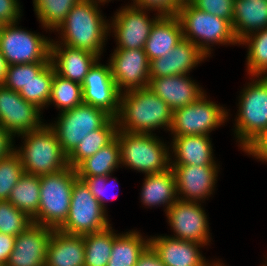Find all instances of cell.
Listing matches in <instances>:
<instances>
[{"label":"cell","instance_id":"35","mask_svg":"<svg viewBox=\"0 0 267 266\" xmlns=\"http://www.w3.org/2000/svg\"><path fill=\"white\" fill-rule=\"evenodd\" d=\"M55 104L60 112H65L83 103L80 83L59 76L54 71L51 96L48 105Z\"/></svg>","mask_w":267,"mask_h":266},{"label":"cell","instance_id":"22","mask_svg":"<svg viewBox=\"0 0 267 266\" xmlns=\"http://www.w3.org/2000/svg\"><path fill=\"white\" fill-rule=\"evenodd\" d=\"M150 245L166 266H206L208 264L199 251L205 245L200 243L159 235L150 238Z\"/></svg>","mask_w":267,"mask_h":266},{"label":"cell","instance_id":"18","mask_svg":"<svg viewBox=\"0 0 267 266\" xmlns=\"http://www.w3.org/2000/svg\"><path fill=\"white\" fill-rule=\"evenodd\" d=\"M53 228L33 223L16 238L5 266H45Z\"/></svg>","mask_w":267,"mask_h":266},{"label":"cell","instance_id":"30","mask_svg":"<svg viewBox=\"0 0 267 266\" xmlns=\"http://www.w3.org/2000/svg\"><path fill=\"white\" fill-rule=\"evenodd\" d=\"M121 164L119 141L115 138L91 157L83 160L76 168L77 177L107 176Z\"/></svg>","mask_w":267,"mask_h":266},{"label":"cell","instance_id":"9","mask_svg":"<svg viewBox=\"0 0 267 266\" xmlns=\"http://www.w3.org/2000/svg\"><path fill=\"white\" fill-rule=\"evenodd\" d=\"M17 23L0 25V52L8 65L50 62L52 39L17 27Z\"/></svg>","mask_w":267,"mask_h":266},{"label":"cell","instance_id":"24","mask_svg":"<svg viewBox=\"0 0 267 266\" xmlns=\"http://www.w3.org/2000/svg\"><path fill=\"white\" fill-rule=\"evenodd\" d=\"M84 237L54 229L47 249L45 266H84Z\"/></svg>","mask_w":267,"mask_h":266},{"label":"cell","instance_id":"39","mask_svg":"<svg viewBox=\"0 0 267 266\" xmlns=\"http://www.w3.org/2000/svg\"><path fill=\"white\" fill-rule=\"evenodd\" d=\"M48 63L49 62H35L9 65L5 80L2 84L13 91L19 92L28 81L32 77L37 76Z\"/></svg>","mask_w":267,"mask_h":266},{"label":"cell","instance_id":"49","mask_svg":"<svg viewBox=\"0 0 267 266\" xmlns=\"http://www.w3.org/2000/svg\"><path fill=\"white\" fill-rule=\"evenodd\" d=\"M224 264L223 263H221L220 261H215V262H213L212 261V263H208L206 266H223Z\"/></svg>","mask_w":267,"mask_h":266},{"label":"cell","instance_id":"32","mask_svg":"<svg viewBox=\"0 0 267 266\" xmlns=\"http://www.w3.org/2000/svg\"><path fill=\"white\" fill-rule=\"evenodd\" d=\"M118 235L114 233L111 225L102 231L83 235L84 266H107L113 241Z\"/></svg>","mask_w":267,"mask_h":266},{"label":"cell","instance_id":"14","mask_svg":"<svg viewBox=\"0 0 267 266\" xmlns=\"http://www.w3.org/2000/svg\"><path fill=\"white\" fill-rule=\"evenodd\" d=\"M201 206L198 202L177 200L167 210L166 217L175 233L173 238L209 245L211 237L208 218Z\"/></svg>","mask_w":267,"mask_h":266},{"label":"cell","instance_id":"50","mask_svg":"<svg viewBox=\"0 0 267 266\" xmlns=\"http://www.w3.org/2000/svg\"><path fill=\"white\" fill-rule=\"evenodd\" d=\"M90 1H93V2H96V3H102V4H105L106 2L110 1V0H90Z\"/></svg>","mask_w":267,"mask_h":266},{"label":"cell","instance_id":"43","mask_svg":"<svg viewBox=\"0 0 267 266\" xmlns=\"http://www.w3.org/2000/svg\"><path fill=\"white\" fill-rule=\"evenodd\" d=\"M18 0H0V25L18 22L22 16Z\"/></svg>","mask_w":267,"mask_h":266},{"label":"cell","instance_id":"1","mask_svg":"<svg viewBox=\"0 0 267 266\" xmlns=\"http://www.w3.org/2000/svg\"><path fill=\"white\" fill-rule=\"evenodd\" d=\"M173 111L149 87L121 92L118 131L149 133L157 128L170 130Z\"/></svg>","mask_w":267,"mask_h":266},{"label":"cell","instance_id":"40","mask_svg":"<svg viewBox=\"0 0 267 266\" xmlns=\"http://www.w3.org/2000/svg\"><path fill=\"white\" fill-rule=\"evenodd\" d=\"M197 9L233 21L235 0H188Z\"/></svg>","mask_w":267,"mask_h":266},{"label":"cell","instance_id":"41","mask_svg":"<svg viewBox=\"0 0 267 266\" xmlns=\"http://www.w3.org/2000/svg\"><path fill=\"white\" fill-rule=\"evenodd\" d=\"M134 7L147 11H158L161 16H175L185 0H132ZM153 9V10H152Z\"/></svg>","mask_w":267,"mask_h":266},{"label":"cell","instance_id":"19","mask_svg":"<svg viewBox=\"0 0 267 266\" xmlns=\"http://www.w3.org/2000/svg\"><path fill=\"white\" fill-rule=\"evenodd\" d=\"M207 56L192 42L183 39L171 52L150 61V78L174 75H189L191 69L204 61Z\"/></svg>","mask_w":267,"mask_h":266},{"label":"cell","instance_id":"8","mask_svg":"<svg viewBox=\"0 0 267 266\" xmlns=\"http://www.w3.org/2000/svg\"><path fill=\"white\" fill-rule=\"evenodd\" d=\"M106 212L85 182L77 178L73 185L68 216L58 230L82 236L102 231L111 225Z\"/></svg>","mask_w":267,"mask_h":266},{"label":"cell","instance_id":"38","mask_svg":"<svg viewBox=\"0 0 267 266\" xmlns=\"http://www.w3.org/2000/svg\"><path fill=\"white\" fill-rule=\"evenodd\" d=\"M23 174V165L15 152L0 159V201L9 199L13 187Z\"/></svg>","mask_w":267,"mask_h":266},{"label":"cell","instance_id":"48","mask_svg":"<svg viewBox=\"0 0 267 266\" xmlns=\"http://www.w3.org/2000/svg\"><path fill=\"white\" fill-rule=\"evenodd\" d=\"M8 63L5 57L0 52V84H2L5 80L7 71H8Z\"/></svg>","mask_w":267,"mask_h":266},{"label":"cell","instance_id":"10","mask_svg":"<svg viewBox=\"0 0 267 266\" xmlns=\"http://www.w3.org/2000/svg\"><path fill=\"white\" fill-rule=\"evenodd\" d=\"M110 118L102 109L82 103L61 112L57 122L49 126L56 133L63 152L69 156L87 134L100 129Z\"/></svg>","mask_w":267,"mask_h":266},{"label":"cell","instance_id":"15","mask_svg":"<svg viewBox=\"0 0 267 266\" xmlns=\"http://www.w3.org/2000/svg\"><path fill=\"white\" fill-rule=\"evenodd\" d=\"M109 60L111 74L120 92L149 86V65L144 49H114Z\"/></svg>","mask_w":267,"mask_h":266},{"label":"cell","instance_id":"23","mask_svg":"<svg viewBox=\"0 0 267 266\" xmlns=\"http://www.w3.org/2000/svg\"><path fill=\"white\" fill-rule=\"evenodd\" d=\"M171 165L218 166L213 157L212 141L207 135L173 136ZM173 150V151H172Z\"/></svg>","mask_w":267,"mask_h":266},{"label":"cell","instance_id":"31","mask_svg":"<svg viewBox=\"0 0 267 266\" xmlns=\"http://www.w3.org/2000/svg\"><path fill=\"white\" fill-rule=\"evenodd\" d=\"M40 176L24 173L13 187L8 201L32 220L38 212Z\"/></svg>","mask_w":267,"mask_h":266},{"label":"cell","instance_id":"21","mask_svg":"<svg viewBox=\"0 0 267 266\" xmlns=\"http://www.w3.org/2000/svg\"><path fill=\"white\" fill-rule=\"evenodd\" d=\"M172 111L197 101L206 92L188 75L150 78L148 86Z\"/></svg>","mask_w":267,"mask_h":266},{"label":"cell","instance_id":"46","mask_svg":"<svg viewBox=\"0 0 267 266\" xmlns=\"http://www.w3.org/2000/svg\"><path fill=\"white\" fill-rule=\"evenodd\" d=\"M135 266H166L157 252L149 245L137 260Z\"/></svg>","mask_w":267,"mask_h":266},{"label":"cell","instance_id":"27","mask_svg":"<svg viewBox=\"0 0 267 266\" xmlns=\"http://www.w3.org/2000/svg\"><path fill=\"white\" fill-rule=\"evenodd\" d=\"M141 202L145 206H165V213L178 200L173 170L145 175L141 190Z\"/></svg>","mask_w":267,"mask_h":266},{"label":"cell","instance_id":"5","mask_svg":"<svg viewBox=\"0 0 267 266\" xmlns=\"http://www.w3.org/2000/svg\"><path fill=\"white\" fill-rule=\"evenodd\" d=\"M177 17L182 25L184 39L194 43L207 57L213 51V44H239L228 20L199 10L188 0L180 7Z\"/></svg>","mask_w":267,"mask_h":266},{"label":"cell","instance_id":"17","mask_svg":"<svg viewBox=\"0 0 267 266\" xmlns=\"http://www.w3.org/2000/svg\"><path fill=\"white\" fill-rule=\"evenodd\" d=\"M171 169L175 176L178 200L200 203L213 194L218 166L171 165Z\"/></svg>","mask_w":267,"mask_h":266},{"label":"cell","instance_id":"2","mask_svg":"<svg viewBox=\"0 0 267 266\" xmlns=\"http://www.w3.org/2000/svg\"><path fill=\"white\" fill-rule=\"evenodd\" d=\"M98 6L90 0L79 1L56 29L61 34V41L56 42L90 51L100 57L109 35V22L104 19Z\"/></svg>","mask_w":267,"mask_h":266},{"label":"cell","instance_id":"44","mask_svg":"<svg viewBox=\"0 0 267 266\" xmlns=\"http://www.w3.org/2000/svg\"><path fill=\"white\" fill-rule=\"evenodd\" d=\"M244 152L262 162H267V132L261 134L244 150Z\"/></svg>","mask_w":267,"mask_h":266},{"label":"cell","instance_id":"47","mask_svg":"<svg viewBox=\"0 0 267 266\" xmlns=\"http://www.w3.org/2000/svg\"><path fill=\"white\" fill-rule=\"evenodd\" d=\"M14 236L0 233V264L5 266L8 262L11 252L14 249Z\"/></svg>","mask_w":267,"mask_h":266},{"label":"cell","instance_id":"25","mask_svg":"<svg viewBox=\"0 0 267 266\" xmlns=\"http://www.w3.org/2000/svg\"><path fill=\"white\" fill-rule=\"evenodd\" d=\"M183 39V29L177 15L161 16L152 27L144 52L150 62L171 52Z\"/></svg>","mask_w":267,"mask_h":266},{"label":"cell","instance_id":"26","mask_svg":"<svg viewBox=\"0 0 267 266\" xmlns=\"http://www.w3.org/2000/svg\"><path fill=\"white\" fill-rule=\"evenodd\" d=\"M231 25L238 42L267 28V0H235Z\"/></svg>","mask_w":267,"mask_h":266},{"label":"cell","instance_id":"37","mask_svg":"<svg viewBox=\"0 0 267 266\" xmlns=\"http://www.w3.org/2000/svg\"><path fill=\"white\" fill-rule=\"evenodd\" d=\"M32 224V218L8 200L0 201V233L17 237Z\"/></svg>","mask_w":267,"mask_h":266},{"label":"cell","instance_id":"34","mask_svg":"<svg viewBox=\"0 0 267 266\" xmlns=\"http://www.w3.org/2000/svg\"><path fill=\"white\" fill-rule=\"evenodd\" d=\"M247 45V71L251 76H267V28L242 39L239 45Z\"/></svg>","mask_w":267,"mask_h":266},{"label":"cell","instance_id":"11","mask_svg":"<svg viewBox=\"0 0 267 266\" xmlns=\"http://www.w3.org/2000/svg\"><path fill=\"white\" fill-rule=\"evenodd\" d=\"M206 94L197 101L173 111L170 130L174 136L207 135L226 122L228 111Z\"/></svg>","mask_w":267,"mask_h":266},{"label":"cell","instance_id":"16","mask_svg":"<svg viewBox=\"0 0 267 266\" xmlns=\"http://www.w3.org/2000/svg\"><path fill=\"white\" fill-rule=\"evenodd\" d=\"M81 86L83 103L102 109L112 118L117 117L121 92L114 82L109 63L100 64L98 59L85 76Z\"/></svg>","mask_w":267,"mask_h":266},{"label":"cell","instance_id":"12","mask_svg":"<svg viewBox=\"0 0 267 266\" xmlns=\"http://www.w3.org/2000/svg\"><path fill=\"white\" fill-rule=\"evenodd\" d=\"M123 7L115 13L112 23H109V31L113 28L117 41L116 49H144L153 25L161 15L156 13L157 16L150 19L145 9L131 4Z\"/></svg>","mask_w":267,"mask_h":266},{"label":"cell","instance_id":"13","mask_svg":"<svg viewBox=\"0 0 267 266\" xmlns=\"http://www.w3.org/2000/svg\"><path fill=\"white\" fill-rule=\"evenodd\" d=\"M40 111L37 106L24 100L19 92L0 84V125L14 137L40 129L45 124L41 121Z\"/></svg>","mask_w":267,"mask_h":266},{"label":"cell","instance_id":"29","mask_svg":"<svg viewBox=\"0 0 267 266\" xmlns=\"http://www.w3.org/2000/svg\"><path fill=\"white\" fill-rule=\"evenodd\" d=\"M118 131L116 118H110L100 129L90 132L68 156V165L76 168L83 160L97 153L115 138Z\"/></svg>","mask_w":267,"mask_h":266},{"label":"cell","instance_id":"6","mask_svg":"<svg viewBox=\"0 0 267 266\" xmlns=\"http://www.w3.org/2000/svg\"><path fill=\"white\" fill-rule=\"evenodd\" d=\"M76 170L70 166L40 176V200L33 223L58 229L66 220L71 204Z\"/></svg>","mask_w":267,"mask_h":266},{"label":"cell","instance_id":"3","mask_svg":"<svg viewBox=\"0 0 267 266\" xmlns=\"http://www.w3.org/2000/svg\"><path fill=\"white\" fill-rule=\"evenodd\" d=\"M23 145L14 150L23 165L24 173L42 176L68 167V156L63 152L54 130L49 124L40 129L18 135Z\"/></svg>","mask_w":267,"mask_h":266},{"label":"cell","instance_id":"4","mask_svg":"<svg viewBox=\"0 0 267 266\" xmlns=\"http://www.w3.org/2000/svg\"><path fill=\"white\" fill-rule=\"evenodd\" d=\"M120 162L145 175L165 172L171 168V155L167 144L156 134L117 131Z\"/></svg>","mask_w":267,"mask_h":266},{"label":"cell","instance_id":"33","mask_svg":"<svg viewBox=\"0 0 267 266\" xmlns=\"http://www.w3.org/2000/svg\"><path fill=\"white\" fill-rule=\"evenodd\" d=\"M54 68L49 62L37 76L32 77L28 83L19 91L20 96L43 110L48 106L51 96Z\"/></svg>","mask_w":267,"mask_h":266},{"label":"cell","instance_id":"36","mask_svg":"<svg viewBox=\"0 0 267 266\" xmlns=\"http://www.w3.org/2000/svg\"><path fill=\"white\" fill-rule=\"evenodd\" d=\"M79 1L81 0H33V6L43 28L54 31Z\"/></svg>","mask_w":267,"mask_h":266},{"label":"cell","instance_id":"20","mask_svg":"<svg viewBox=\"0 0 267 266\" xmlns=\"http://www.w3.org/2000/svg\"><path fill=\"white\" fill-rule=\"evenodd\" d=\"M100 57L90 51L51 41L50 62L57 75L82 84Z\"/></svg>","mask_w":267,"mask_h":266},{"label":"cell","instance_id":"7","mask_svg":"<svg viewBox=\"0 0 267 266\" xmlns=\"http://www.w3.org/2000/svg\"><path fill=\"white\" fill-rule=\"evenodd\" d=\"M252 78L253 81L240 92L239 113L234 124L235 138H238L242 151L267 132V76Z\"/></svg>","mask_w":267,"mask_h":266},{"label":"cell","instance_id":"45","mask_svg":"<svg viewBox=\"0 0 267 266\" xmlns=\"http://www.w3.org/2000/svg\"><path fill=\"white\" fill-rule=\"evenodd\" d=\"M14 138L15 137L8 130L0 125V159L8 157L14 152Z\"/></svg>","mask_w":267,"mask_h":266},{"label":"cell","instance_id":"42","mask_svg":"<svg viewBox=\"0 0 267 266\" xmlns=\"http://www.w3.org/2000/svg\"><path fill=\"white\" fill-rule=\"evenodd\" d=\"M110 175L107 176H96V177H78L83 180L89 187L91 193L99 201L101 207L106 211L105 202L109 201L110 198L106 195L108 192L106 189L109 184Z\"/></svg>","mask_w":267,"mask_h":266},{"label":"cell","instance_id":"28","mask_svg":"<svg viewBox=\"0 0 267 266\" xmlns=\"http://www.w3.org/2000/svg\"><path fill=\"white\" fill-rule=\"evenodd\" d=\"M150 245V238L131 231L118 235L114 241L107 266H135L137 260Z\"/></svg>","mask_w":267,"mask_h":266}]
</instances>
